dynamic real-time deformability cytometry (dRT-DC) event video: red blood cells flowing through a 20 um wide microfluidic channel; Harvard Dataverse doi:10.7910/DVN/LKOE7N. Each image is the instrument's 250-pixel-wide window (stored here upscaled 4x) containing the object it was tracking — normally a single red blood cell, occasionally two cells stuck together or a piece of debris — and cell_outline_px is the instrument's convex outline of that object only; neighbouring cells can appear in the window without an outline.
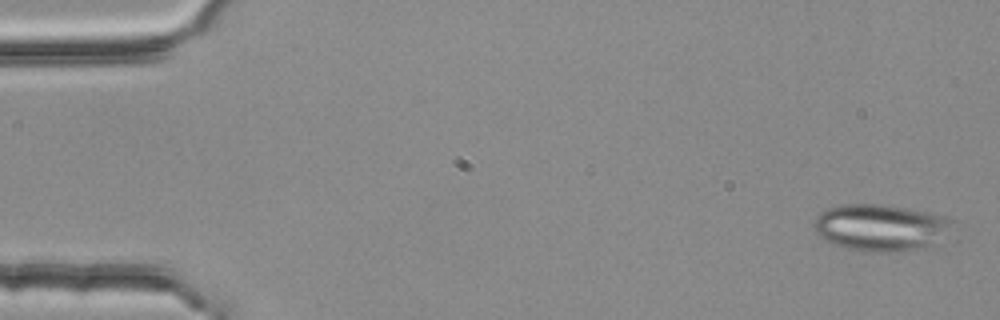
{"species": "common noctule bat (a hibernating species)", "species_latin": "Nyctalus noctula", "temperature_condition": "room temperature", "stored_images_in_passage": 4, "segment_of_instrument_passage": [1, 2], "camera_frame_rate_fps": 3000, "um_per_image_px": 0.085, "animal": {"sex": "female", "body_mass_g": 25.1}, "frame": {"image": 1, "passage_image": 1, "time_ms": 0.0, "image_size_px": [1000, 320], "cell_outline_px": [[952, 224], [932, 244], [904, 252], [864, 252], [832, 244], [816, 236], [812, 224], [816, 216], [820, 212], [828, 208], [840, 204], [880, 204], [932, 212], [948, 216], [952, 220]], "centroid_in_image_um": [74.75, 19.33], "position_along_channel_um": 10.2, "area_um2": 37.86}}